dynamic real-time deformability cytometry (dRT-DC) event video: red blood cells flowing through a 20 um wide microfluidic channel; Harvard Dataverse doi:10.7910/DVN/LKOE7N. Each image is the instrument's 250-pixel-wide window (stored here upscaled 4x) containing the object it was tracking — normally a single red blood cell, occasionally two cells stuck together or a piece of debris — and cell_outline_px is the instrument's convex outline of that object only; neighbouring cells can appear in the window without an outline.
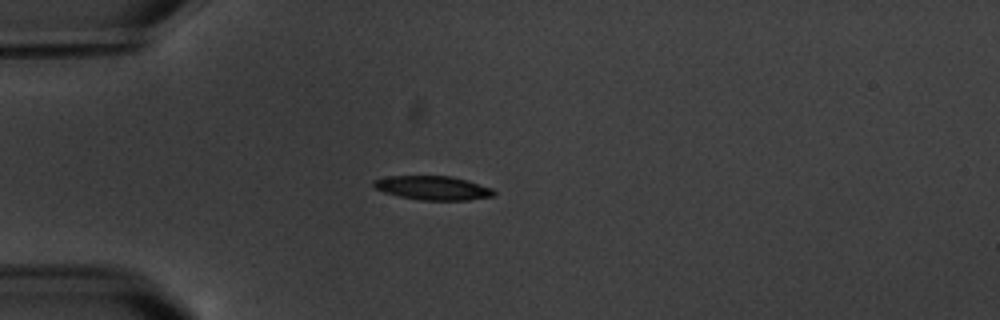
{"species": "common noctule bat (a hibernating species)", "species_latin": "Nyctalus noctula", "temperature_condition": "warm", "stored_images_in_passage": 10, "camera_frame_rate_fps": 3000, "um_per_image_px": 0.085, "animal": {"sex": "male", "body_mass_g": 20.1, "forearm_length_mm": 53.5}, "frame": {"image": 1, "passage_image": 4, "time_ms": 3.333, "image_size_px": [1000, 320], "cell_outline_px": [[496, 196], [468, 200], [420, 200], [400, 196], [384, 192], [376, 188], [372, 184], [372, 180], [388, 176], [452, 176], [468, 180], [492, 188], [496, 192]], "centroid_in_image_um": [36.83, 15.97], "position_along_channel_um": 48.2, "area_um2": 16.88}}
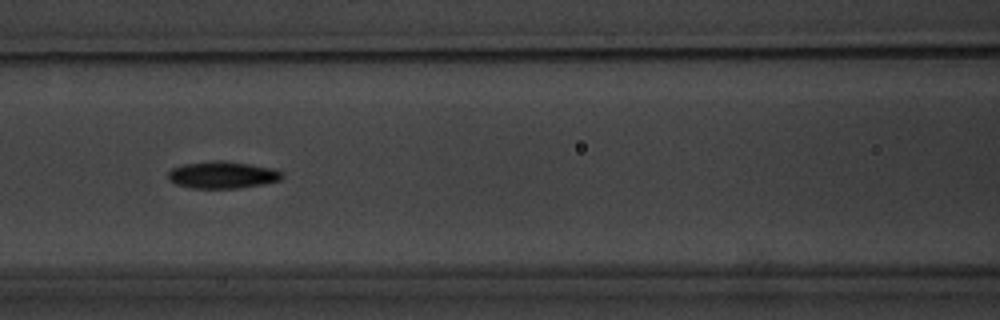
{"frame": {"image": 2, "passage_image": 7, "time_ms": 6.667, "image_size_px": [1000, 320], "cell_outline_px": [[284, 176], [280, 180], [240, 188], [192, 188], [176, 184], [168, 180], [168, 172], [172, 168], [184, 164], [216, 160], [224, 160], [272, 168], [284, 172]], "centroid_in_image_um": [18.9, 14.86], "position_along_channel_um": 147.7, "area_um2": 17.92}}